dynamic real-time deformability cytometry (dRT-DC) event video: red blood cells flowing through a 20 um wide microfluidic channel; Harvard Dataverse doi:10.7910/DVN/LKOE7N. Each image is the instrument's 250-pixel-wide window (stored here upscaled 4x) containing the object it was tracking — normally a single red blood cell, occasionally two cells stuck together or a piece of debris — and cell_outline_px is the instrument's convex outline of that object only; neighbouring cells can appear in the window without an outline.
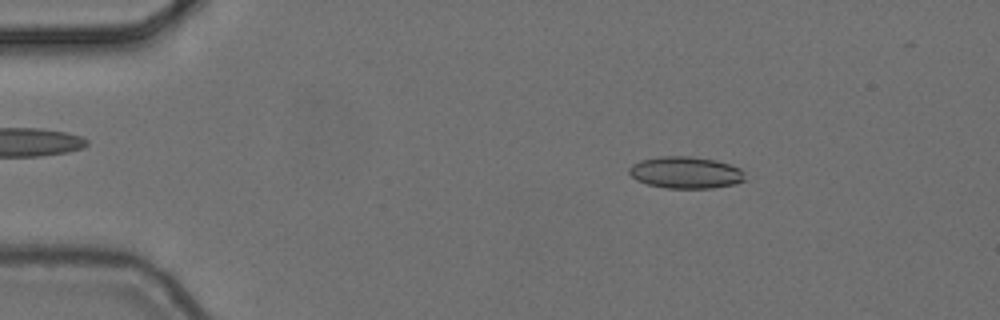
{"species": "common noctule bat (a hibernating species)", "species_latin": "Nyctalus noctula", "temperature_condition": "cold", "stored_images_in_passage": 8, "camera_frame_rate_fps": 3000, "um_per_image_px": 0.085, "animal": {"sex": "female", "body_mass_g": 24.6, "forearm_length_mm": 56.2}, "frame": {"image": 1, "passage_image": 2, "time_ms": 0.333, "image_size_px": [1000, 320], "cell_outline_px": [[744, 180], [736, 184], [712, 188], [668, 188], [648, 184], [636, 180], [628, 172], [628, 168], [632, 164], [640, 160], [660, 156], [688, 156], [716, 160], [740, 168], [744, 172]], "centroid_in_image_um": [58.27, 14.66], "position_along_channel_um": 26.7, "area_um2": 21.5}}
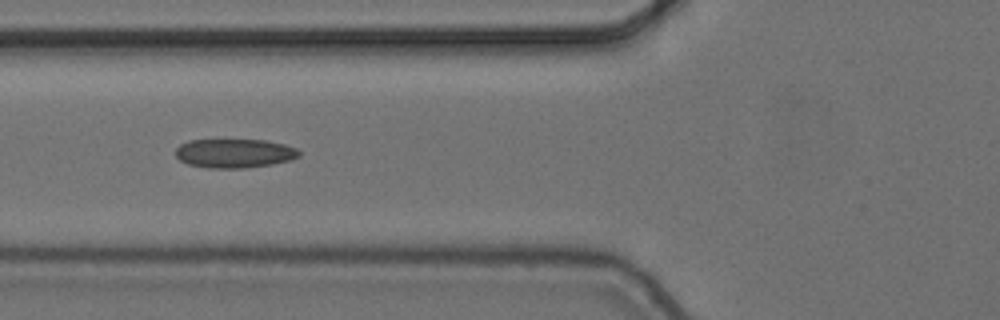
{"frame": {"image": 2, "passage_image": 5, "time_ms": 1.333, "image_size_px": [1000, 320], "cell_outline_px": [[300, 156], [292, 160], [272, 164], [248, 168], [208, 168], [188, 164], [180, 160], [176, 156], [176, 148], [180, 144], [188, 140], [264, 140], [284, 144], [296, 148], [300, 152]], "centroid_in_image_um": [19.94, 13.03], "position_along_channel_um": 105.9, "area_um2": 20.98}}
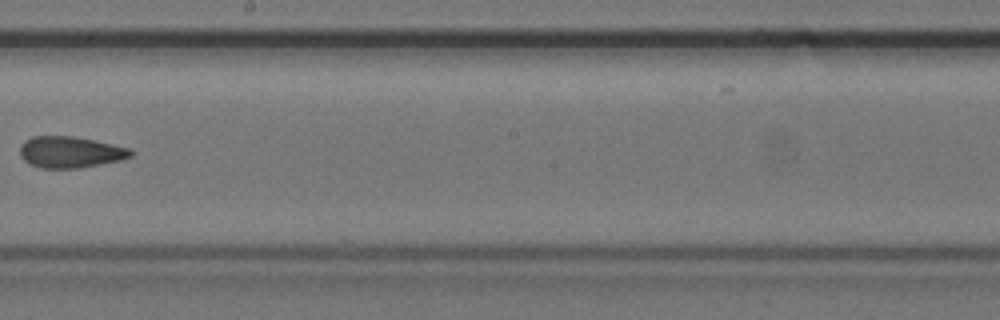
{"frame": {"image": 3, "passage_image": 8, "time_ms": 2.333, "image_size_px": [1000, 320], "cell_outline_px": [[136, 152], [132, 156], [120, 160], [100, 164], [76, 168], [40, 168], [28, 164], [20, 156], [20, 144], [24, 140], [32, 136], [72, 136], [132, 148]], "centroid_in_image_um": [5.96, 12.93], "position_along_channel_um": 242.2, "area_um2": 20.4}}